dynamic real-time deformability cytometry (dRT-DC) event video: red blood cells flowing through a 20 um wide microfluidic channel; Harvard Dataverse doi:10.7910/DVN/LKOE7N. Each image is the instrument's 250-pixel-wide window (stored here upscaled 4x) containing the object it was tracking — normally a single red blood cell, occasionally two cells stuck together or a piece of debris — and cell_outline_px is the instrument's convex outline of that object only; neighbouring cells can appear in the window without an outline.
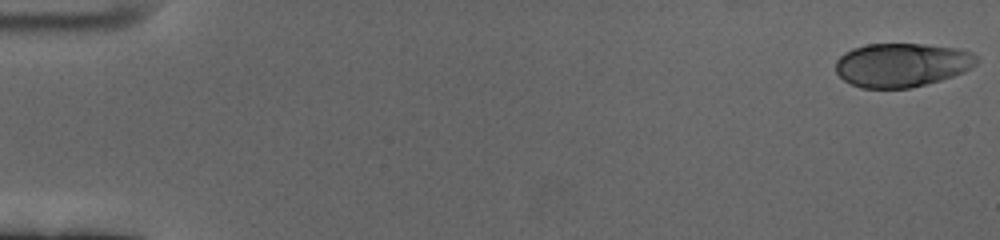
{"species": "human", "species_latin": "Homo sapiens", "temperature_condition": "cold", "stored_images_in_passage": 59, "camera_frame_rate_fps": 3000, "um_per_image_px": 0.085, "donor": {"sex": "female"}, "frame": {"image": 1, "passage_image": 1, "time_ms": 0.0, "image_size_px": [1000, 240], "cell_outline_px": [[976, 64], [964, 72], [940, 80], [908, 88], [860, 88], [844, 80], [836, 72], [836, 60], [844, 52], [852, 48], [868, 44], [924, 44], [956, 48], [972, 52], [976, 56]], "centroid_in_image_um": [76.63, 5.51], "position_along_channel_um": 8.4, "area_um2": 35.89}}
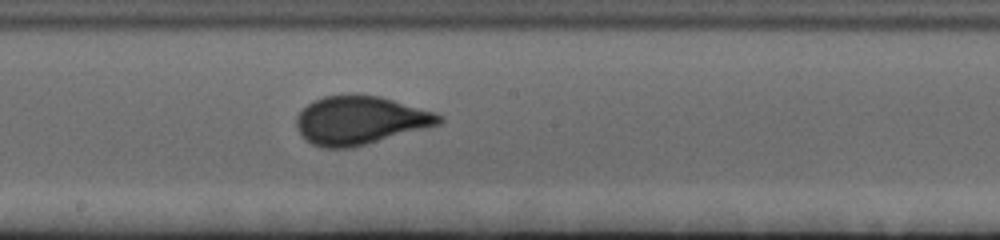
{"frame": {"image": 2, "passage_image": 33, "time_ms": 10.667, "image_size_px": [1000, 240], "cell_outline_px": [[444, 120], [440, 124], [352, 148], [324, 148], [312, 144], [304, 140], [296, 124], [296, 116], [312, 100], [324, 96], [380, 96], [436, 112], [444, 116]], "centroid_in_image_um": [30.62, 10.24], "position_along_channel_um": 217.6, "area_um2": 39.94}}
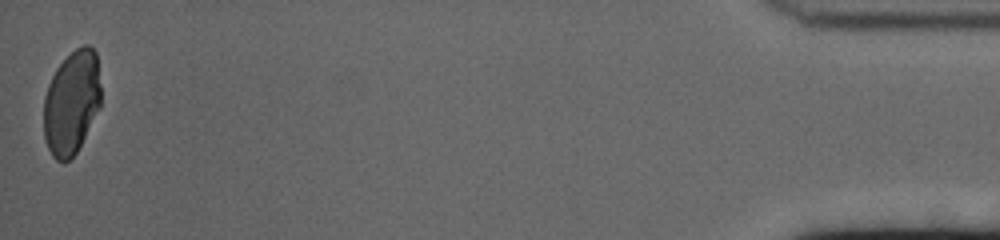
{"frame": {"image": 3, "passage_image": 59, "time_ms": 19.333, "image_size_px": [1000, 240], "cell_outline_px": [[100, 108], [76, 152], [64, 164], [56, 160], [52, 156], [48, 148], [44, 136], [44, 96], [48, 84], [56, 68], [76, 48], [84, 44], [88, 44], [96, 52], [100, 84]], "centroid_in_image_um": [6.08, 8.72], "position_along_channel_um": 429.1, "area_um2": 34.62}, "authors_computed_cell_mechanics": {"area_um2": 38.3792, "velocity_mm_per_s": 3.428, "shape_relaxation_time_tau1_ms": 5.1567, "shape_relaxation_time_tau2_ms": null, "deformation_change_tau1": 0.1765, "deformation_change_tau2": null}}